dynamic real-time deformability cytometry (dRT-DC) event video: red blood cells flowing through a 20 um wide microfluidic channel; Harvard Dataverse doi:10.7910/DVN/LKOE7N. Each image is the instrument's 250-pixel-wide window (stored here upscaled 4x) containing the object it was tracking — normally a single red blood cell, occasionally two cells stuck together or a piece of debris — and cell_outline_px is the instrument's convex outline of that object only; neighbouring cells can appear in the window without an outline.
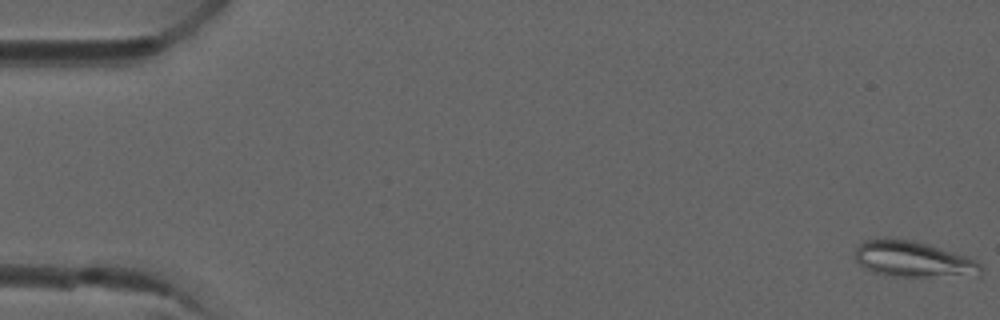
{"species": "common noctule bat (a hibernating species)", "species_latin": "Nyctalus noctula", "temperature_condition": "room temperature", "stored_images_in_passage": 6, "camera_frame_rate_fps": 3000, "um_per_image_px": 0.085, "animal": {"sex": "male", "forearm_length_mm": 52.5}, "frame": {"image": 1, "passage_image": 1, "time_ms": 0.0, "image_size_px": [1000, 320], "cell_outline_px": [[984, 268], [980, 276], [892, 276], [872, 272], [864, 268], [856, 260], [856, 248], [864, 240], [876, 236], [880, 236], [912, 240], [928, 244], [976, 260]], "centroid_in_image_um": [77.6, 22.02], "position_along_channel_um": 7.4, "area_um2": 26.59}}
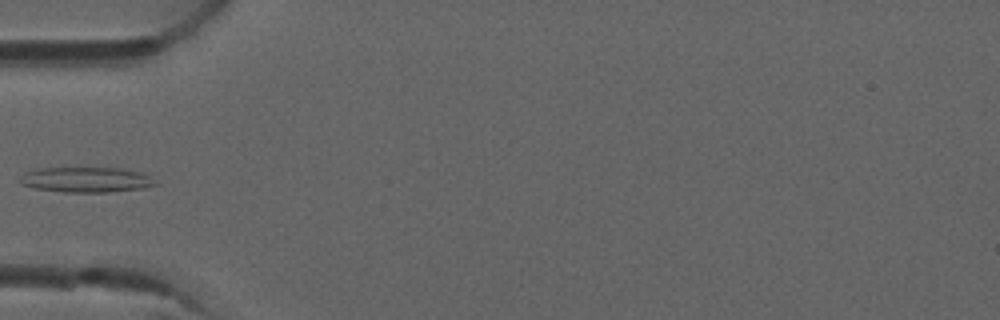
{"frame": {"image": 2, "passage_image": 5, "time_ms": 1.333, "image_size_px": [1000, 320], "cell_outline_px": [[160, 184], [144, 188], [112, 192], [64, 192], [32, 188], [20, 184], [16, 180], [24, 172], [36, 168], [120, 168], [140, 172], [148, 176]], "centroid_in_image_um": [7.26, 15.28], "position_along_channel_um": 77.7, "area_um2": 20.23}}